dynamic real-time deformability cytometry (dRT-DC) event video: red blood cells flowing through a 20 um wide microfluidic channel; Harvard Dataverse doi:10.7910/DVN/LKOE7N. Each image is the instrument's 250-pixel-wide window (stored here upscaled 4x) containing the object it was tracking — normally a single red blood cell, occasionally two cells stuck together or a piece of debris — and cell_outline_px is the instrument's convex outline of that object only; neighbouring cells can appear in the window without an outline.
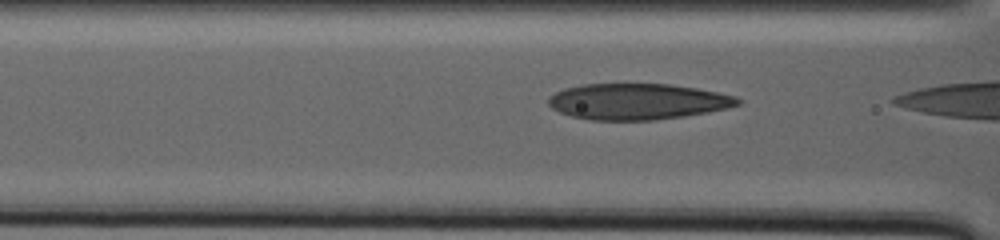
{"species": "human", "species_latin": "Homo sapiens", "temperature_condition": "warm", "stored_images_in_passage": 9, "camera_frame_rate_fps": 3000, "um_per_image_px": 0.085, "donor": {"sex": "male"}, "frame": {"image": 1, "passage_image": 6, "time_ms": 1.667, "image_size_px": [1000, 240], "cell_outline_px": [[744, 100], [740, 104], [728, 108], [708, 112], [684, 116], [656, 120], [588, 120], [572, 116], [560, 112], [552, 108], [548, 104], [548, 96], [564, 88], [584, 84], [672, 84], [696, 88], [736, 96]], "centroid_in_image_um": [54.2, 8.63], "position_along_channel_um": 112.4, "area_um2": 39.94}}